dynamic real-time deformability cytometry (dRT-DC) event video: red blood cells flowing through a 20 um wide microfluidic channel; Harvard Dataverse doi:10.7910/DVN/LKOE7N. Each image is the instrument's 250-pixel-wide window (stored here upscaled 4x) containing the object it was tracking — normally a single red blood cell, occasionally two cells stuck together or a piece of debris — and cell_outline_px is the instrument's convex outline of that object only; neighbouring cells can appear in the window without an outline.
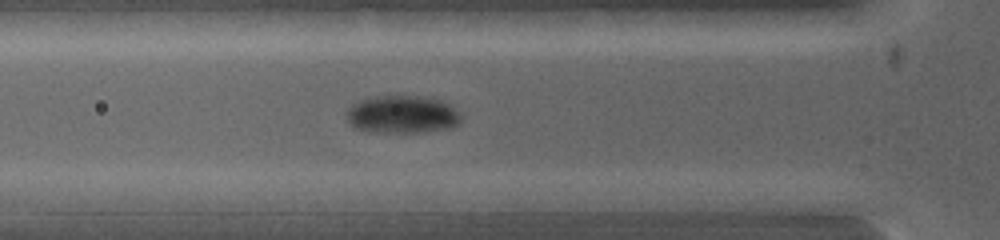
{"species": "common noctule bat (a hibernating species)", "species_latin": "Nyctalus noctula", "temperature_condition": "warm", "stored_images_in_passage": 5, "camera_frame_rate_fps": 5000, "um_per_image_px": 0.085, "animal": {"sex": "female", "body_mass_g": 19.0, "forearm_length_mm": 53.3}, "frame": {"image": 1, "passage_image": 4, "time_ms": 1.6, "image_size_px": [1000, 240], "cell_outline_px": [[464, 116], [460, 124], [452, 128], [424, 132], [368, 132], [352, 128], [348, 120], [348, 112], [352, 104], [364, 100], [388, 96], [408, 96], [440, 100], [448, 104], [460, 112]], "centroid_in_image_um": [34.26, 9.77], "position_along_channel_um": 91.5, "area_um2": 25.03}}